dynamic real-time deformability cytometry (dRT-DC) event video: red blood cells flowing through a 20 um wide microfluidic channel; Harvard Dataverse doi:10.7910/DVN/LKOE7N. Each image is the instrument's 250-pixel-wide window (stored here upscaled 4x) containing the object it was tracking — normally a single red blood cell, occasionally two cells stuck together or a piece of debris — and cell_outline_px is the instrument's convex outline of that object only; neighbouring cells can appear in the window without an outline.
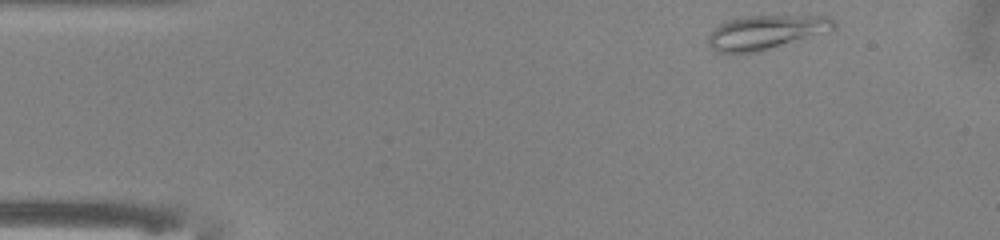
{"species": "common noctule bat (a hibernating species)", "species_latin": "Nyctalus noctula", "temperature_condition": "warm", "stored_images_in_passage": 35, "camera_frame_rate_fps": 3000, "um_per_image_px": 0.085, "animal": {"sex": "male", "body_mass_g": 13.0, "forearm_length_mm": 53.1}, "frame": {"image": 1, "passage_image": 1, "time_ms": 0.0, "image_size_px": [1000, 240], "cell_outline_px": [[836, 28], [756, 52], [716, 52], [708, 44], [708, 32], [712, 28], [728, 20], [744, 16], [828, 16], [836, 24]], "centroid_in_image_um": [65.01, 2.72], "position_along_channel_um": 20.0, "area_um2": 24.33}}
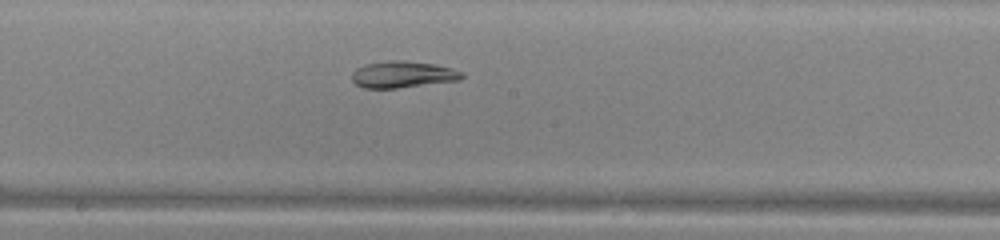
{"frame": {"image": 2, "passage_image": 22, "time_ms": 7.0, "image_size_px": [1000, 240], "cell_outline_px": [[464, 76], [460, 80], [396, 88], [364, 88], [356, 84], [352, 80], [352, 72], [356, 68], [364, 64], [392, 60], [400, 60], [432, 64], [452, 68], [464, 72]], "centroid_in_image_um": [34.22, 6.33], "position_along_channel_um": 214.0, "area_um2": 16.99}}
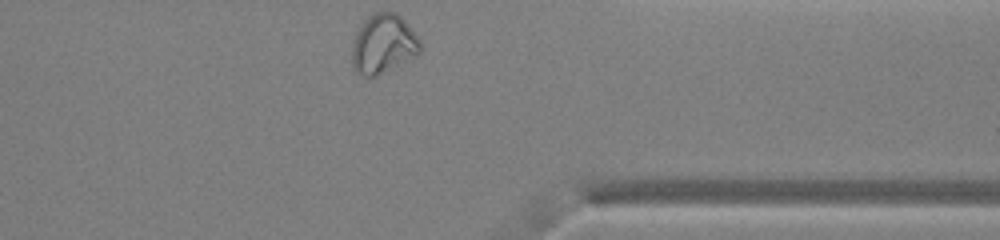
{"frame": {"image": 3, "passage_image": 35, "time_ms": 11.333, "image_size_px": [1000, 240], "cell_outline_px": [[420, 52], [372, 76], [360, 76], [352, 68], [352, 40], [356, 32], [364, 20], [376, 12], [396, 12], [408, 24], [420, 40]], "centroid_in_image_um": [32.52, 3.7], "position_along_channel_um": 378.9, "area_um2": 22.95}}